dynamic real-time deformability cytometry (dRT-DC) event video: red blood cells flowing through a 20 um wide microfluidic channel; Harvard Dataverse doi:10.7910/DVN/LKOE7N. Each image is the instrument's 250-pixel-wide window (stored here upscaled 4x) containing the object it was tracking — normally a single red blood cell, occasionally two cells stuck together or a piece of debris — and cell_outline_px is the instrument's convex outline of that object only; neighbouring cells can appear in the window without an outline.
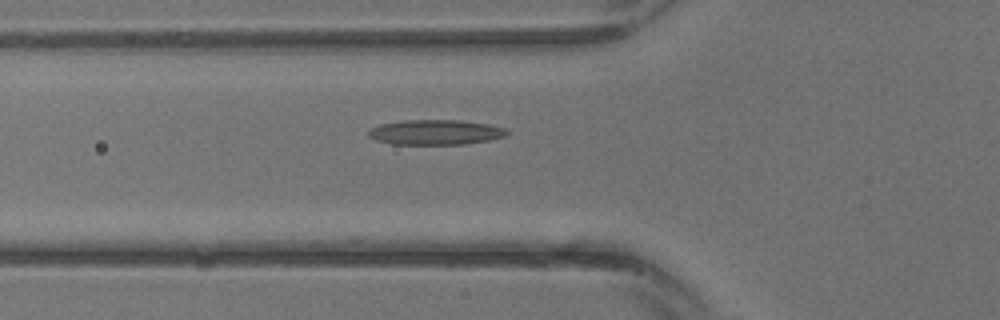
{"species": "common noctule bat (a hibernating species)", "species_latin": "Nyctalus noctula", "temperature_condition": "warm", "stored_images_in_passage": 30, "camera_frame_rate_fps": 3000, "um_per_image_px": 0.085, "animal": {"sex": "male", "body_mass_g": 13.3}, "frame": {"image": 1, "passage_image": 11, "time_ms": 3.333, "image_size_px": [1000, 320], "cell_outline_px": [[508, 132], [504, 136], [488, 140], [464, 144], [392, 144], [376, 140], [368, 136], [368, 128], [380, 124], [404, 120], [456, 120], [488, 124], [504, 128]], "centroid_in_image_um": [36.95, 11.24], "position_along_channel_um": 88.9, "area_um2": 20.06}}
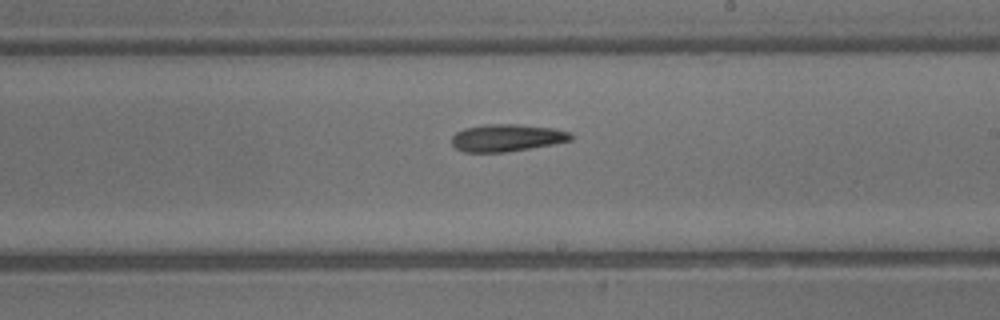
{"frame": {"image": 2, "passage_image": 18, "time_ms": 5.667, "image_size_px": [1000, 320], "cell_outline_px": [[572, 140], [556, 144], [508, 152], [464, 152], [456, 148], [452, 144], [452, 136], [456, 132], [464, 128], [484, 124], [516, 124], [556, 128], [572, 132]], "centroid_in_image_um": [43.12, 11.71], "position_along_channel_um": 245.9, "area_um2": 19.25}}
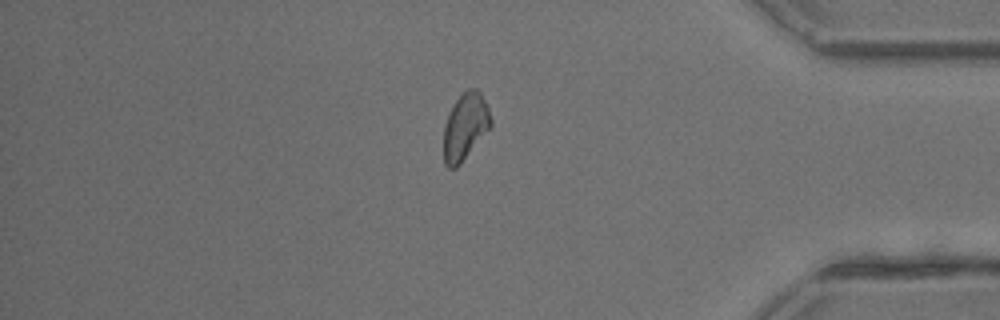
{"frame": {"image": 3, "passage_image": 26, "time_ms": 8.333, "image_size_px": [1000, 320], "cell_outline_px": [[492, 128], [460, 164], [456, 168], [448, 168], [444, 164], [444, 124], [456, 100], [468, 88], [476, 88], [480, 92], [488, 108], [492, 120]], "centroid_in_image_um": [39.57, 10.79], "position_along_channel_um": 395.6, "area_um2": 18.44}}